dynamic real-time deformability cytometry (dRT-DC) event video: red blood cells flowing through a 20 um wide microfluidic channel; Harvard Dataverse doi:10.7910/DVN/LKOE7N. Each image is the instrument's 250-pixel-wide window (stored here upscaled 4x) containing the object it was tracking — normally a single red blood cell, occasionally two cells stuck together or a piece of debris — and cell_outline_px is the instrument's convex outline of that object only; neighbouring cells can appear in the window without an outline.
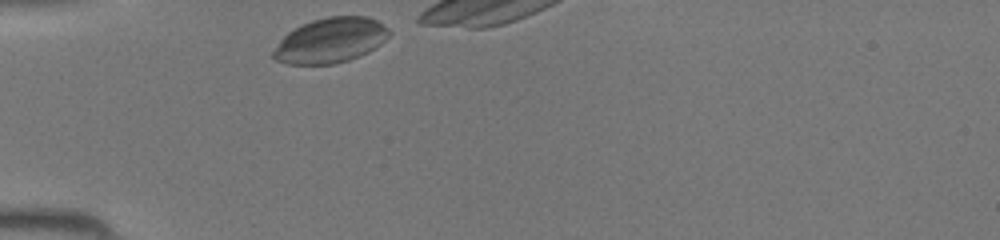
{"species": "common noctule bat (a hibernating species)", "species_latin": "Nyctalus noctula", "temperature_condition": "room temperature", "stored_images_in_passage": 7, "camera_frame_rate_fps": 3000, "um_per_image_px": 0.085, "animal": {"sex": "female", "body_mass_g": 19.5, "forearm_length_mm": 54.1}, "frame": {"image": 1, "passage_image": 1, "time_ms": 0.0, "image_size_px": [1000, 240], "cell_outline_px": [[392, 32], [380, 44], [368, 52], [360, 56], [348, 60], [332, 64], [288, 64], [276, 60], [272, 56], [272, 52], [280, 40], [288, 32], [312, 20], [328, 16], [368, 16], [376, 20], [388, 28]], "centroid_in_image_um": [28.1, 3.43], "position_along_channel_um": 56.9, "area_um2": 30.23}}
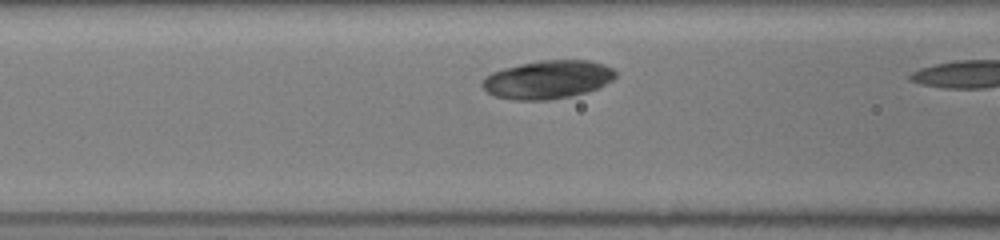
{"frame": {"image": 2, "passage_image": 6, "time_ms": 1.667, "image_size_px": [1000, 240], "cell_outline_px": [[616, 76], [612, 80], [596, 88], [572, 96], [548, 100], [512, 100], [496, 96], [488, 92], [480, 84], [484, 76], [492, 72], [504, 68], [520, 64], [540, 60], [588, 60], [604, 64], [612, 68], [616, 72]], "centroid_in_image_um": [46.52, 6.76], "position_along_channel_um": 120.1, "area_um2": 29.71}}